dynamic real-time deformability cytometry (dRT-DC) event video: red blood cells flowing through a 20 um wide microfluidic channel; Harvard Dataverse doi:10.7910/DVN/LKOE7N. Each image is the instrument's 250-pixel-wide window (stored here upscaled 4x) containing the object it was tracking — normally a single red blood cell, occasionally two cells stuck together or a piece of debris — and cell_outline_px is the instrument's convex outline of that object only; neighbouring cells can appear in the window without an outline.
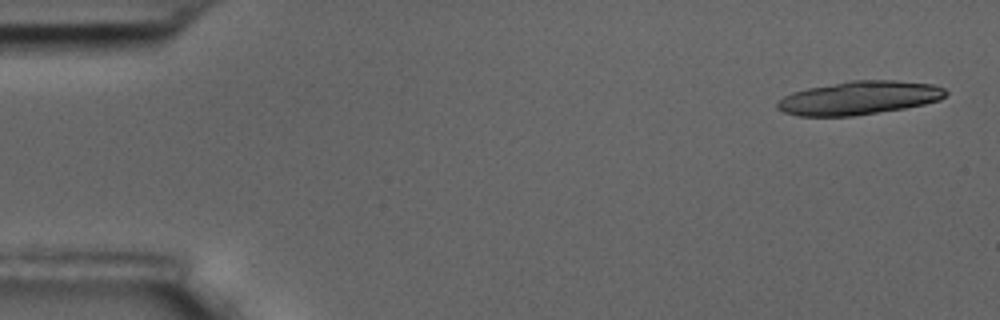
{"species": "common noctule bat (a hibernating species)", "species_latin": "Nyctalus noctula", "temperature_condition": "room temperature", "stored_images_in_passage": 5, "camera_frame_rate_fps": 3000, "um_per_image_px": 0.085, "animal": {"sex": "male", "body_mass_g": 17.5, "forearm_length_mm": 52.3}, "frame": {"image": 1, "passage_image": 1, "time_ms": 0.0, "image_size_px": [1000, 320], "cell_outline_px": [[948, 92], [940, 100], [924, 104], [904, 108], [852, 116], [796, 116], [784, 112], [776, 108], [776, 100], [792, 92], [808, 88], [852, 80], [896, 80], [932, 84], [944, 88]], "centroid_in_image_um": [72.99, 8.32], "position_along_channel_um": 12.0, "area_um2": 32.89}}